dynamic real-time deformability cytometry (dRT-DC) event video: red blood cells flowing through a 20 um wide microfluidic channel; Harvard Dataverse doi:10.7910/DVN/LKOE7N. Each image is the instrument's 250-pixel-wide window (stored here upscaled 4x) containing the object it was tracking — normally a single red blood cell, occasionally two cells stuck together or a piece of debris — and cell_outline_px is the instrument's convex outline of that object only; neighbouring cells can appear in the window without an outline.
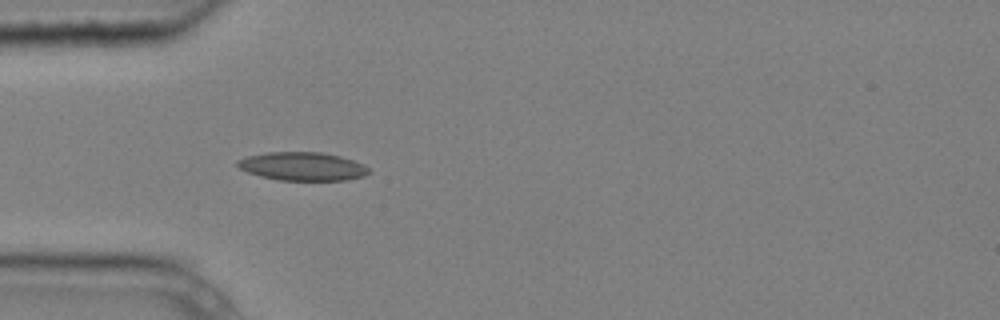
{"species": "common noctule bat (a hibernating species)", "species_latin": "Nyctalus noctula", "temperature_condition": "cold", "stored_images_in_passage": 4, "camera_frame_rate_fps": 3000, "um_per_image_px": 0.085, "animal": {"sex": "male", "body_mass_g": 20.4}, "frame": {"image": 1, "passage_image": 4, "time_ms": 1.0, "image_size_px": [1000, 320], "cell_outline_px": [[372, 172], [364, 176], [348, 180], [280, 180], [260, 176], [248, 172], [240, 168], [236, 164], [236, 160], [248, 156], [268, 152], [320, 152], [340, 156], [364, 164]], "centroid_in_image_um": [25.74, 14.14], "position_along_channel_um": 59.3, "area_um2": 21.73}}